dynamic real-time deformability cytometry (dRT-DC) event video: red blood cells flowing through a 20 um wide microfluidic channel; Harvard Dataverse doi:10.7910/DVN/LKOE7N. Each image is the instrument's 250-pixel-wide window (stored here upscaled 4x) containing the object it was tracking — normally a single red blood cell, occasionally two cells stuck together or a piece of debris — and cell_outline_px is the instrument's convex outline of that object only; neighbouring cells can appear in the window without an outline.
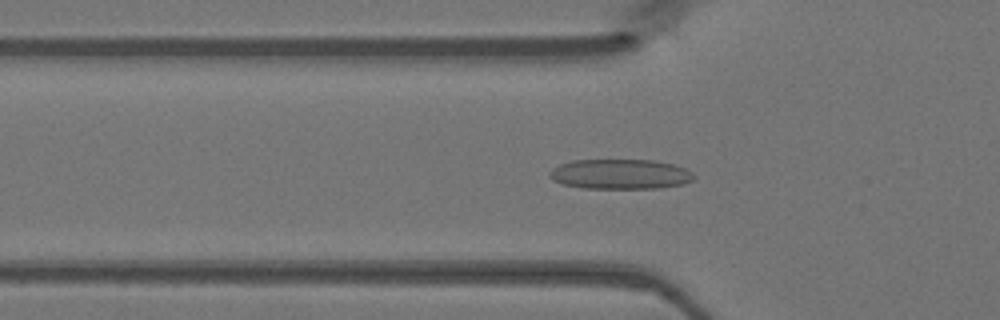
{"species": "Egyptian fruit bat (a non-hibernating species)", "species_latin": "Rousettus aegyptiacus", "temperature_condition": "warm", "stored_images_in_passage": 48, "camera_frame_rate_fps": 3000, "um_per_image_px": 0.085, "animal": {"sex": "female"}, "frame": {"image": 1, "passage_image": 16, "time_ms": 5.0, "image_size_px": [1000, 320], "cell_outline_px": [[696, 176], [692, 180], [680, 184], [660, 188], [580, 188], [564, 184], [552, 180], [548, 176], [548, 172], [552, 168], [560, 164], [572, 160], [652, 160], [672, 164], [684, 168], [692, 172]], "centroid_in_image_um": [52.67, 14.8], "position_along_channel_um": 73.1, "area_um2": 25.2}}
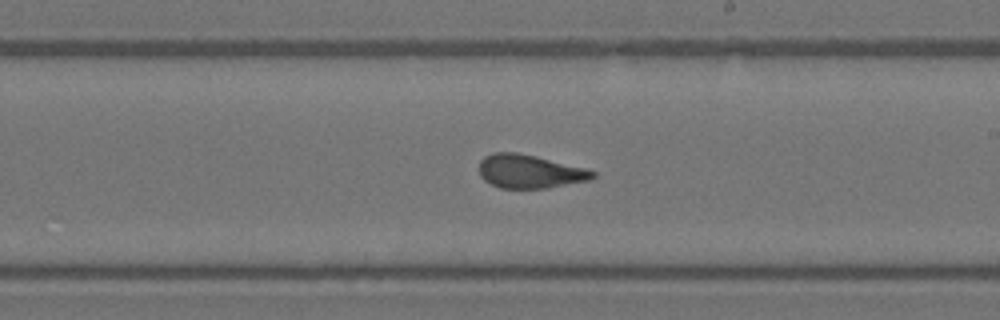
{"frame": {"image": 2, "passage_image": 28, "time_ms": 9.0, "image_size_px": [1000, 320], "cell_outline_px": [[596, 176], [592, 180], [548, 188], [500, 188], [484, 180], [480, 176], [480, 160], [484, 156], [492, 152], [516, 152], [536, 156], [584, 168], [596, 172]], "centroid_in_image_um": [45.03, 14.57], "position_along_channel_um": 244.0, "area_um2": 22.25}}
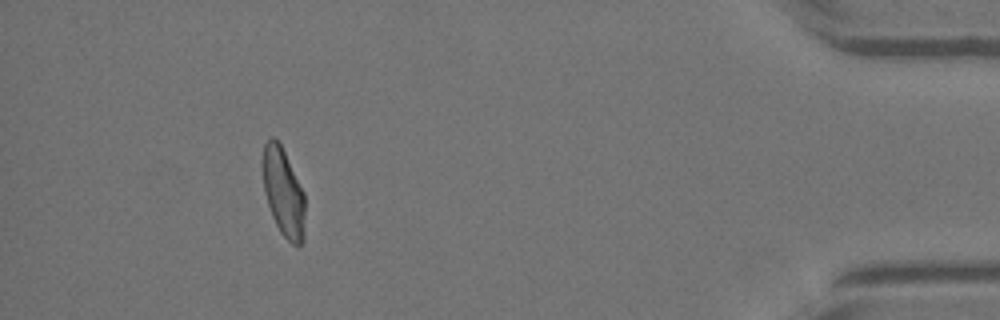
{"frame": {"image": 3, "passage_image": 44, "time_ms": 14.333, "image_size_px": [1000, 320], "cell_outline_px": [[304, 240], [300, 244], [292, 244], [280, 232], [272, 216], [264, 192], [260, 164], [260, 160], [264, 144], [272, 136], [280, 144], [304, 192]], "centroid_in_image_um": [24.04, 16.32], "position_along_channel_um": 411.2, "area_um2": 21.91}}